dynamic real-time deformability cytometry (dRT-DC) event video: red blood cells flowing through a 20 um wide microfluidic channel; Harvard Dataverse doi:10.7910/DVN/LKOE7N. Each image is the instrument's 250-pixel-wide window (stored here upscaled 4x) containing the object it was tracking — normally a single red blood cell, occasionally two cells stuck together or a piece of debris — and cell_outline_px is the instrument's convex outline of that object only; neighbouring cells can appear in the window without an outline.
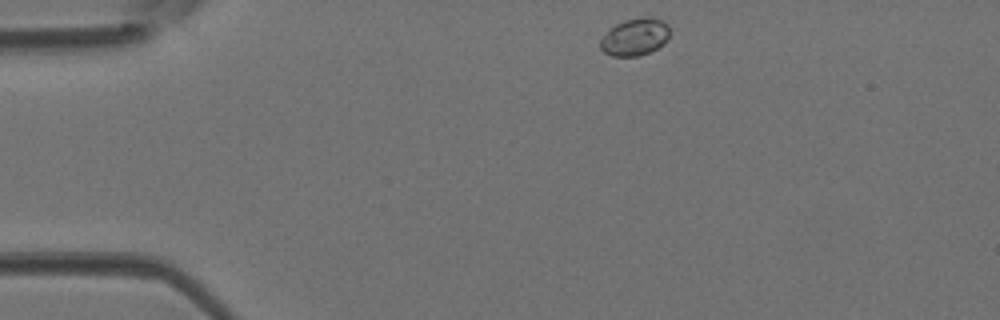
{"species": "Egyptian fruit bat (a non-hibernating species)", "species_latin": "Rousettus aegyptiacus", "temperature_condition": "room temperature", "stored_images_in_passage": 38, "camera_frame_rate_fps": 3000, "um_per_image_px": 0.085, "animal": {"sex": "female"}, "frame": {"image": 1, "passage_image": 1, "time_ms": 0.0, "image_size_px": [1000, 320], "cell_outline_px": [[668, 36], [656, 48], [648, 52], [636, 56], [612, 56], [604, 52], [600, 48], [600, 40], [616, 24], [624, 20], [644, 16], [652, 16], [664, 20], [668, 24]], "centroid_in_image_um": [53.96, 3.11], "position_along_channel_um": 31.0, "area_um2": 14.8}}
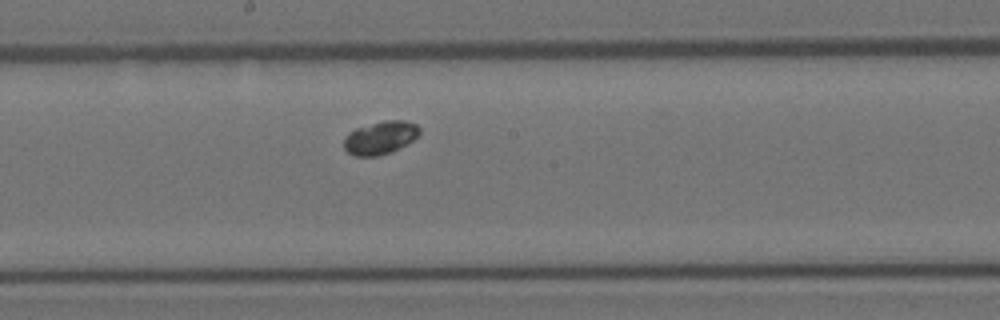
{"frame": {"image": 2, "passage_image": 17, "time_ms": 5.333, "image_size_px": [1000, 320], "cell_outline_px": [[420, 132], [412, 140], [392, 152], [376, 156], [356, 156], [348, 152], [344, 148], [344, 136], [356, 128], [384, 120], [404, 120], [416, 124], [420, 128]], "centroid_in_image_um": [32.31, 11.7], "position_along_channel_um": 215.9, "area_um2": 14.45}}
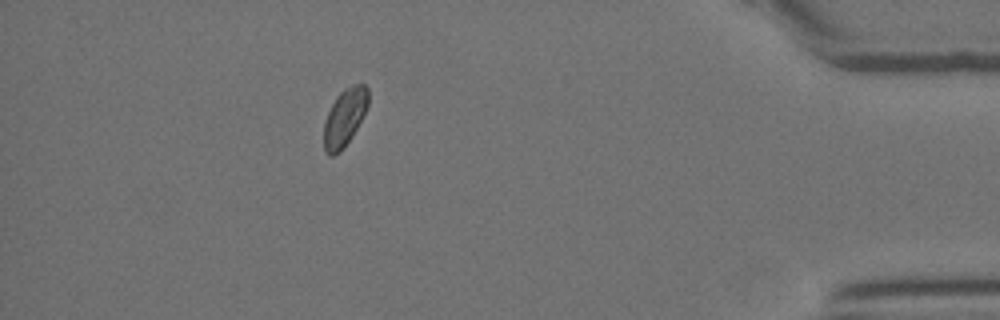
{"frame": {"image": 3, "passage_image": 33, "time_ms": 10.667, "image_size_px": [1000, 320], "cell_outline_px": [[368, 104], [352, 136], [344, 148], [340, 152], [332, 156], [328, 156], [324, 152], [324, 124], [328, 112], [336, 96], [344, 88], [352, 84], [364, 84], [368, 88]], "centroid_in_image_um": [29.27, 9.99], "position_along_channel_um": 405.9, "area_um2": 14.8}}